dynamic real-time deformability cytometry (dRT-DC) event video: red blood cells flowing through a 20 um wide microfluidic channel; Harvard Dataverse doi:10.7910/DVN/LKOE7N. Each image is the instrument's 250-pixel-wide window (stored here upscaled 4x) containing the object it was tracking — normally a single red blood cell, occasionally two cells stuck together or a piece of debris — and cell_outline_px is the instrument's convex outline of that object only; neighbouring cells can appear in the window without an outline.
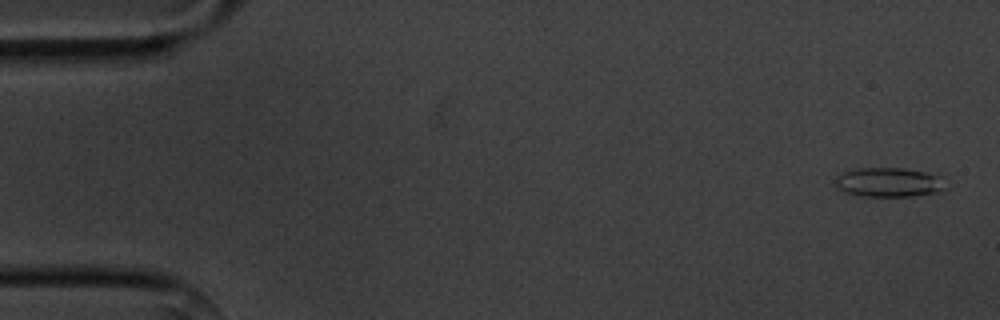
{"species": "common noctule bat (a hibernating species)", "species_latin": "Nyctalus noctula", "temperature_condition": "cold", "stored_images_in_passage": 5, "camera_frame_rate_fps": 3000, "um_per_image_px": 0.085, "animal": {"sex": "male", "body_mass_g": 20.1, "forearm_length_mm": 53.5}, "frame": {"image": 1, "passage_image": 1, "time_ms": 0.0, "image_size_px": [1000, 320], "cell_outline_px": [[944, 188], [936, 192], [908, 196], [860, 196], [844, 192], [836, 188], [836, 176], [844, 172], [860, 168], [904, 168], [924, 172], [940, 176]], "centroid_in_image_um": [75.48, 15.49], "position_along_channel_um": 9.5, "area_um2": 18.55}}
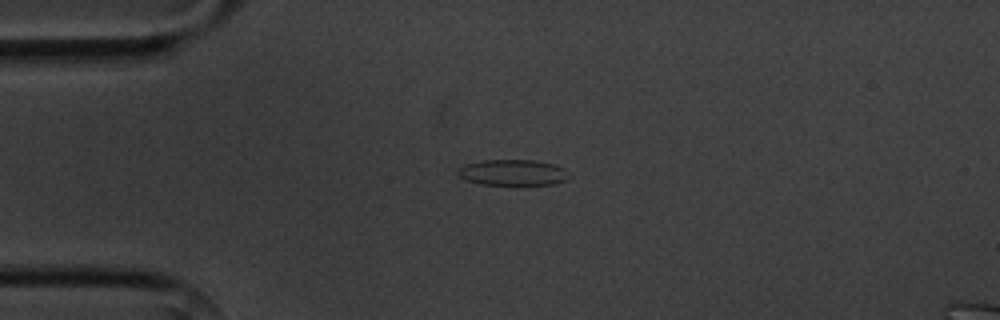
{"frame": {"image": 2, "passage_image": 4, "time_ms": 3.667, "image_size_px": [1000, 320], "cell_outline_px": [[564, 180], [556, 184], [516, 188], [480, 184], [464, 180], [456, 172], [456, 168], [464, 164], [480, 160], [532, 160], [556, 164], [564, 168]], "centroid_in_image_um": [43.5, 14.71], "position_along_channel_um": 41.5, "area_um2": 17.74}}